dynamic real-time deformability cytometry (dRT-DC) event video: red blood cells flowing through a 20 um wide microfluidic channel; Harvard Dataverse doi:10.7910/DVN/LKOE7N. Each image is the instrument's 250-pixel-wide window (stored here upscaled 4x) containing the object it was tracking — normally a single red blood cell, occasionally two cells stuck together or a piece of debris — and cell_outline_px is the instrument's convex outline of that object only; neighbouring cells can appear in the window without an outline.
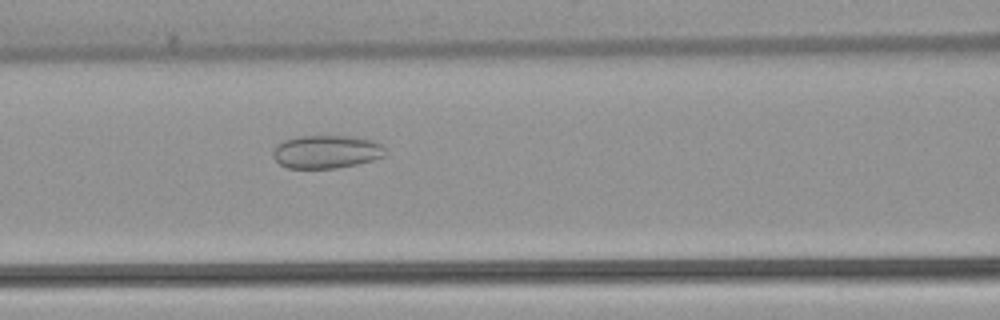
{"species": "common noctule bat (a hibernating species)", "species_latin": "Nyctalus noctula", "temperature_condition": "warm", "stored_images_in_passage": 47, "camera_frame_rate_fps": 3000, "um_per_image_px": 0.085, "animal": {"sex": "female", "body_mass_g": 22.7, "forearm_length_mm": 54.2}, "frame": {"image": 1, "passage_image": 22, "time_ms": 7.0, "image_size_px": [1000, 320], "cell_outline_px": [[388, 152], [384, 156], [372, 160], [356, 164], [336, 168], [288, 168], [280, 164], [272, 156], [272, 152], [276, 144], [284, 140], [296, 136], [344, 136], [372, 140], [380, 144]], "centroid_in_image_um": [27.71, 12.9], "position_along_channel_um": 138.9, "area_um2": 21.68}}
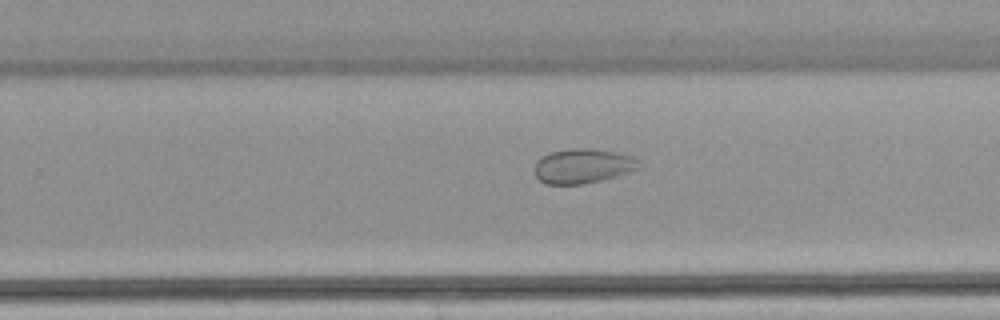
{"frame": {"image": 2, "passage_image": 33, "time_ms": 10.667, "image_size_px": [1000, 320], "cell_outline_px": [[640, 168], [616, 176], [600, 180], [580, 184], [544, 184], [532, 172], [532, 168], [536, 160], [548, 152], [572, 148], [588, 148], [616, 152], [632, 156], [640, 160]], "centroid_in_image_um": [49.49, 14.1], "position_along_channel_um": 280.3, "area_um2": 21.33}}
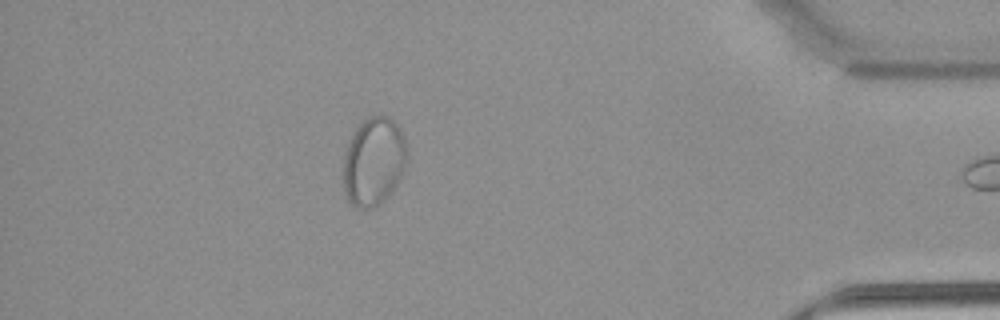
{"frame": {"image": 3, "passage_image": 46, "time_ms": 15.0, "image_size_px": [1000, 320], "cell_outline_px": [[408, 156], [400, 180], [392, 192], [380, 204], [372, 208], [356, 208], [348, 200], [344, 192], [344, 152], [352, 132], [368, 116], [392, 116], [400, 128], [404, 136], [408, 152]], "centroid_in_image_um": [31.78, 13.71], "position_along_channel_um": 403.4, "area_um2": 33.35}}